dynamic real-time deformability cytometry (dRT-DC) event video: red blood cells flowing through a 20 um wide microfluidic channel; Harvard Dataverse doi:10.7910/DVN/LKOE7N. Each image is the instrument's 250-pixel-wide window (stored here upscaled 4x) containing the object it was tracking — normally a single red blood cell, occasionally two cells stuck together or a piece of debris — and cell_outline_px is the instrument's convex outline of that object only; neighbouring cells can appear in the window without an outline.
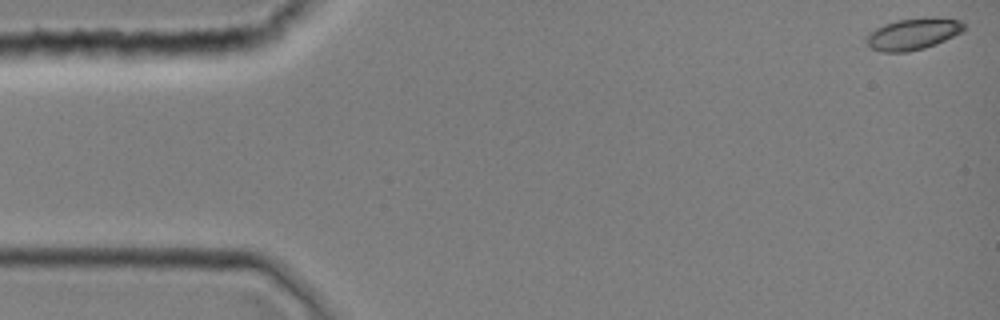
{"species": "common noctule bat (a hibernating species)", "species_latin": "Nyctalus noctula", "temperature_condition": "room temperature", "stored_images_in_passage": 13, "camera_frame_rate_fps": 3000, "um_per_image_px": 0.085, "animal": {"sex": "female", "body_mass_g": 19.0, "forearm_length_mm": 51.5}, "frame": {"image": 1, "passage_image": 1, "time_ms": 0.0, "image_size_px": [1000, 320], "cell_outline_px": [[964, 32], [936, 44], [924, 48], [908, 52], [880, 52], [872, 48], [868, 44], [868, 32], [884, 24], [896, 20], [960, 20], [964, 24]], "centroid_in_image_um": [77.58, 2.94], "position_along_channel_um": 7.4, "area_um2": 17.17}}
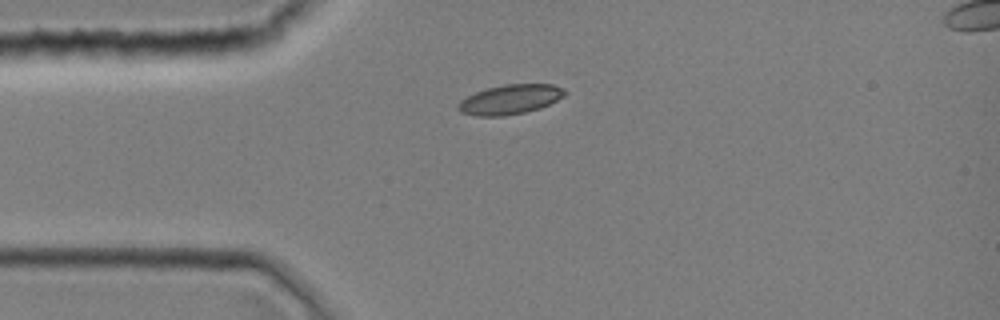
{"frame": {"image": 2, "passage_image": 10, "time_ms": 3.0, "image_size_px": [1000, 320], "cell_outline_px": [[568, 92], [564, 96], [540, 108], [524, 112], [504, 116], [476, 116], [460, 112], [456, 108], [456, 104], [460, 100], [476, 92], [488, 88], [504, 84], [552, 84], [564, 88]], "centroid_in_image_um": [43.34, 8.45], "position_along_channel_um": 41.7, "area_um2": 18.44}}